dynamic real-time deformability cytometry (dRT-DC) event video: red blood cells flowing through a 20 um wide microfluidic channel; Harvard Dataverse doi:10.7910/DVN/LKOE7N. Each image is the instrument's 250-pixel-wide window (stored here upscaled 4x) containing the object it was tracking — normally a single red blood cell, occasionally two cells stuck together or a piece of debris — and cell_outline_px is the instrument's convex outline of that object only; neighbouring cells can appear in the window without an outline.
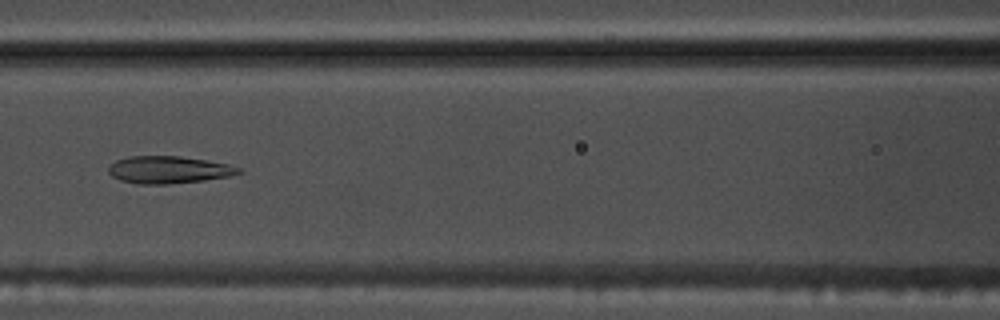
{"species": "common noctule bat (a hibernating species)", "species_latin": "Nyctalus noctula", "temperature_condition": "warm", "stored_images_in_passage": 49, "camera_frame_rate_fps": 3000, "um_per_image_px": 0.085, "animal": {"sex": "male", "body_mass_g": 17.5, "forearm_length_mm": 52.3}, "frame": {"image": 1, "passage_image": 20, "time_ms": 6.333, "image_size_px": [1000, 320], "cell_outline_px": [[244, 172], [228, 176], [204, 180], [168, 184], [136, 184], [120, 180], [112, 176], [108, 172], [108, 168], [116, 160], [128, 156], [180, 156], [228, 164], [240, 168]], "centroid_in_image_um": [14.31, 14.43], "position_along_channel_um": 152.3, "area_um2": 20.63}}
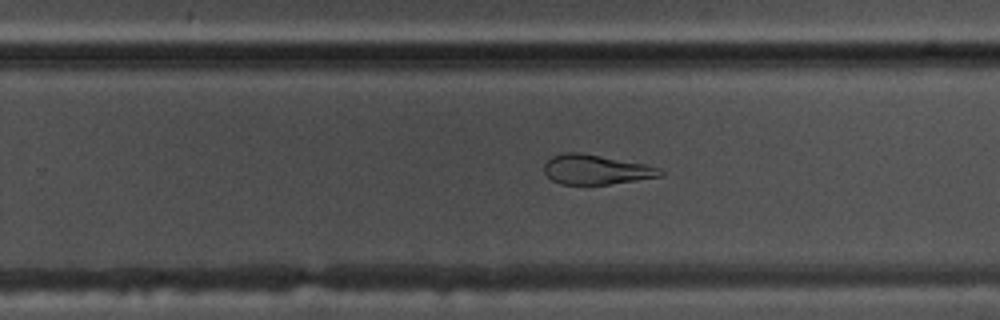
{"frame": {"image": 2, "passage_image": 30, "time_ms": 9.667, "image_size_px": [1000, 320], "cell_outline_px": [[664, 176], [608, 184], [560, 184], [552, 180], [544, 172], [544, 164], [552, 156], [564, 152], [580, 152], [644, 164], [660, 168], [664, 172]], "centroid_in_image_um": [50.66, 14.41], "position_along_channel_um": 279.1, "area_um2": 20.0}}
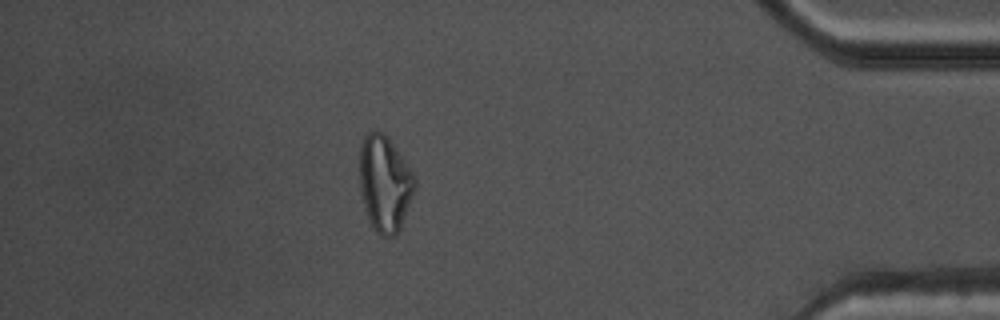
{"frame": {"image": 3, "passage_image": 43, "time_ms": 14.0, "image_size_px": [1000, 320], "cell_outline_px": [[416, 188], [400, 228], [392, 236], [380, 236], [376, 232], [368, 216], [364, 204], [360, 188], [360, 144], [364, 136], [368, 132], [384, 132], [404, 160], [412, 172], [416, 180]], "centroid_in_image_um": [32.71, 15.58], "position_along_channel_um": 402.5, "area_um2": 30.4}, "authors_computed_cell_mechanics": {"area_um2": 23.698, "velocity_mm_per_s": 3.8217, "shape_relaxation_time_tau1_ms": null, "shape_relaxation_time_tau2_ms": 2.7996, "deformation_change_tau1": null, "deformation_change_tau2": 0.1154}}